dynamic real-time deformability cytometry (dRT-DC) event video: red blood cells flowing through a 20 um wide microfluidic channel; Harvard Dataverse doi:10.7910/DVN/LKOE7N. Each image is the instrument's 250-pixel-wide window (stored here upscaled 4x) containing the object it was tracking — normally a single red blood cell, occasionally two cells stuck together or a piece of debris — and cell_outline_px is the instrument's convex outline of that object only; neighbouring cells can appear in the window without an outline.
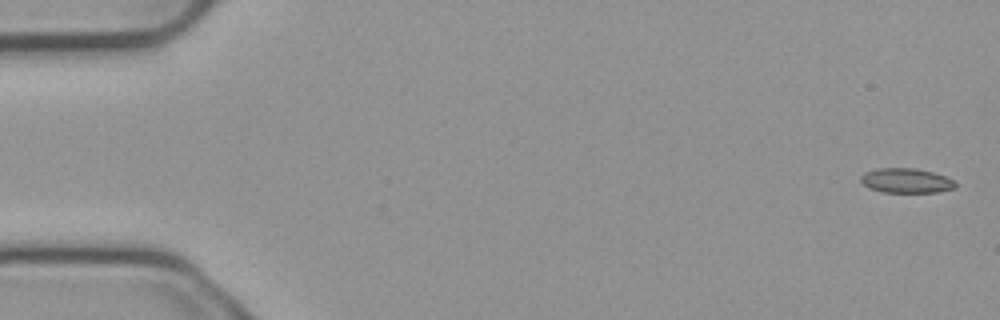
{"species": "common noctule bat (a hibernating species)", "species_latin": "Nyctalus noctula", "temperature_condition": "cold", "stored_images_in_passage": 5, "camera_frame_rate_fps": 3000, "um_per_image_px": 0.085, "animal": {"sex": "male", "body_mass_g": 23.1, "forearm_length_mm": 52.7}, "frame": {"image": 1, "passage_image": 1, "time_ms": 0.0, "image_size_px": [1000, 320], "cell_outline_px": [[956, 188], [936, 192], [880, 192], [868, 188], [860, 180], [860, 176], [864, 172], [876, 168], [916, 168], [932, 172], [944, 176], [952, 180], [956, 184]], "centroid_in_image_um": [76.98, 15.35], "position_along_channel_um": 8.0, "area_um2": 13.64}}
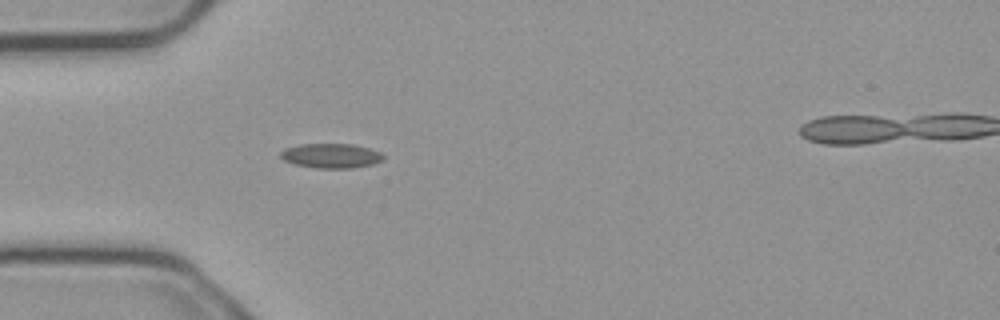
{"frame": {"image": 2, "passage_image": 5, "time_ms": 1.333, "image_size_px": [1000, 320], "cell_outline_px": [[384, 160], [372, 164], [352, 168], [316, 168], [296, 164], [284, 160], [280, 156], [280, 152], [284, 148], [300, 144], [352, 144], [368, 148], [380, 152], [384, 156]], "centroid_in_image_um": [28.14, 13.24], "position_along_channel_um": 56.9, "area_um2": 14.68}}